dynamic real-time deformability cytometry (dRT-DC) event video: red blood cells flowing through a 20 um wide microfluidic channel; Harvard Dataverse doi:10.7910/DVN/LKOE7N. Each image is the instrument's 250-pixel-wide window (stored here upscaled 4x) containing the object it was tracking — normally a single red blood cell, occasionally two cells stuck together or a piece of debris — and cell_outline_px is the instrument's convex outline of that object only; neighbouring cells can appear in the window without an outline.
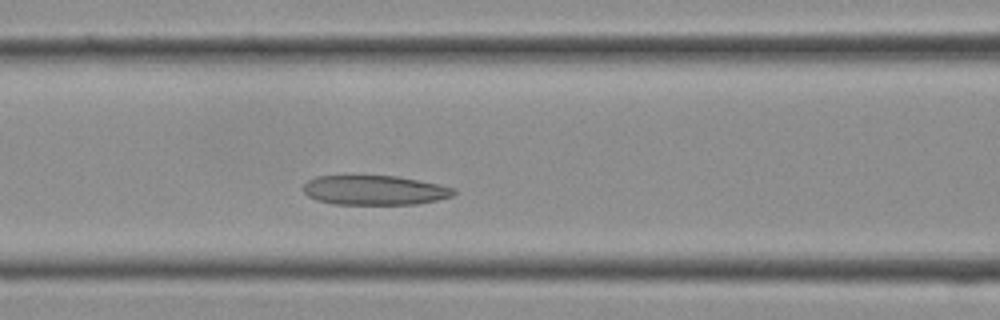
{"species": "Egyptian fruit bat (a non-hibernating species)", "species_latin": "Rousettus aegyptiacus", "temperature_condition": "cold", "stored_images_in_passage": 9, "camera_frame_rate_fps": 3000, "um_per_image_px": 0.085, "frame": {"image": 1, "passage_image": 7, "time_ms": 2.0, "image_size_px": [1000, 320], "cell_outline_px": [[456, 192], [452, 196], [436, 200], [416, 204], [332, 204], [316, 200], [308, 196], [304, 192], [304, 184], [308, 180], [316, 176], [396, 176], [440, 184], [456, 188]], "centroid_in_image_um": [31.85, 16.17], "position_along_channel_um": 134.8, "area_um2": 25.89}}
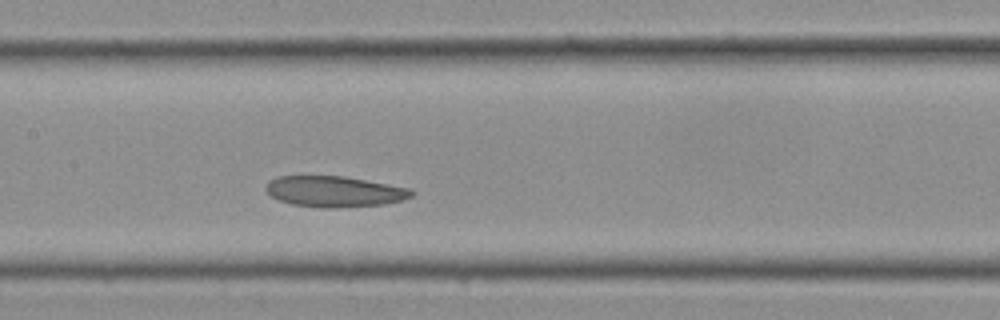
{"frame": {"image": 2, "passage_image": 9, "time_ms": 2.667, "image_size_px": [1000, 320], "cell_outline_px": [[416, 192], [412, 196], [400, 200], [384, 204], [336, 208], [320, 208], [292, 204], [280, 200], [272, 196], [264, 188], [268, 180], [276, 176], [344, 176], [408, 188]], "centroid_in_image_um": [28.39, 16.28], "position_along_channel_um": 179.0, "area_um2": 26.13}}